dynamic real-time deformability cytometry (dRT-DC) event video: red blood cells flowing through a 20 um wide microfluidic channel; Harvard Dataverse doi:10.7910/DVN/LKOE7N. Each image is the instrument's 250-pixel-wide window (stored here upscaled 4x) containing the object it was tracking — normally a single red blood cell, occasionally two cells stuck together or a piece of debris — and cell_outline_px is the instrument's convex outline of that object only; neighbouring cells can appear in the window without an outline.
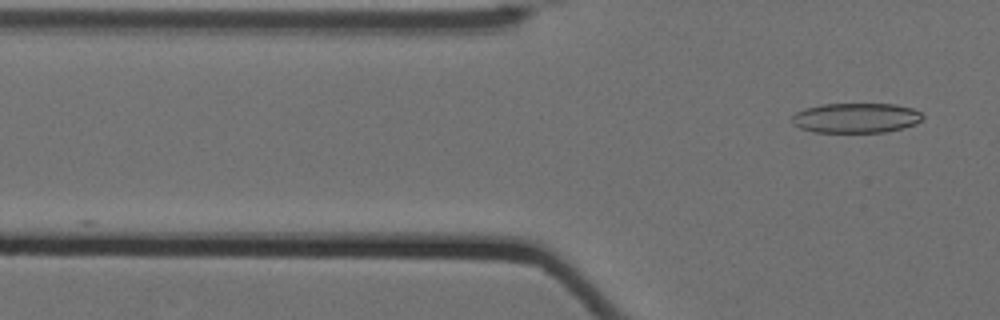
{"species": "Egyptian fruit bat (a non-hibernating species)", "species_latin": "Rousettus aegyptiacus", "temperature_condition": "cold", "stored_images_in_passage": 5, "camera_frame_rate_fps": 3000, "um_per_image_px": 0.085, "animal": {"sex": "female"}, "frame": {"image": 1, "passage_image": 5, "time_ms": 1.333, "image_size_px": [1000, 320], "cell_outline_px": [[924, 116], [916, 124], [904, 128], [884, 132], [812, 132], [800, 128], [792, 124], [792, 116], [796, 112], [804, 108], [820, 104], [896, 104], [912, 108], [920, 112]], "centroid_in_image_um": [72.74, 10.02], "position_along_channel_um": 53.1, "area_um2": 22.95}}